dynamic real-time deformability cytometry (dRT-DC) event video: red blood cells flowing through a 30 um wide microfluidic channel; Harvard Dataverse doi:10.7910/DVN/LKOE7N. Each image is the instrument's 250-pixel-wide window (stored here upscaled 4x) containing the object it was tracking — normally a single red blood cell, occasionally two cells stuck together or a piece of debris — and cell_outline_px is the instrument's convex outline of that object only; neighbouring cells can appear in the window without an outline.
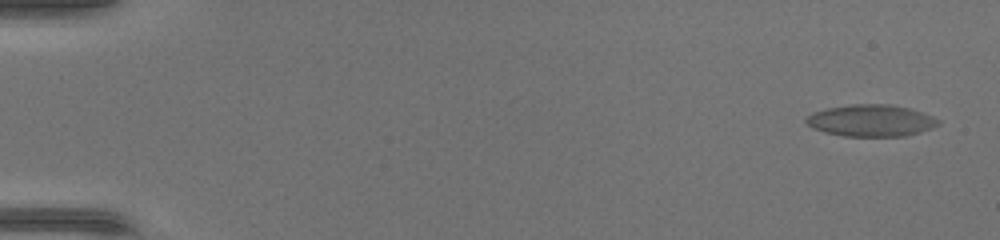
{"species": "common noctule bat (a hibernating species)", "species_latin": "Nyctalus noctula", "temperature_condition": "warm", "stored_images_in_passage": 46, "camera_frame_rate_fps": 3000, "um_per_image_px": 0.085, "animal": {"sex": "female", "body_mass_g": 17.0, "forearm_length_mm": 48.0}, "frame": {"image": 1, "passage_image": 2, "time_ms": 0.333, "image_size_px": [1000, 240], "cell_outline_px": [[940, 124], [920, 132], [904, 136], [844, 136], [824, 132], [812, 128], [804, 120], [812, 112], [828, 108], [852, 104], [888, 104], [908, 108], [932, 116], [940, 120]], "centroid_in_image_um": [74.02, 10.25], "position_along_channel_um": 11.0, "area_um2": 24.33}}
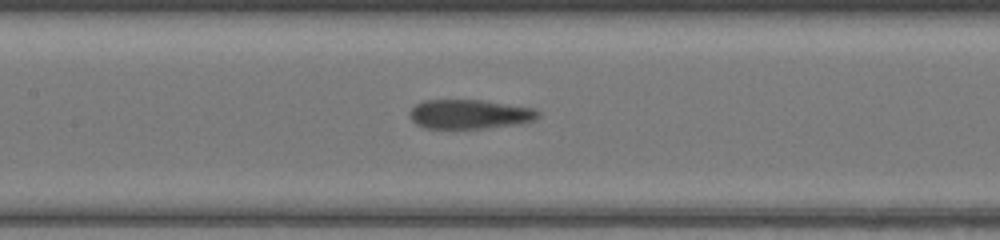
{"frame": {"image": 2, "passage_image": 24, "time_ms": 7.667, "image_size_px": [1000, 240], "cell_outline_px": [[540, 116], [536, 120], [520, 124], [484, 128], [424, 128], [416, 124], [412, 120], [412, 108], [416, 104], [424, 100], [480, 100], [532, 108], [540, 112]], "centroid_in_image_um": [39.95, 9.71], "position_along_channel_um": 167.4, "area_um2": 21.73}}
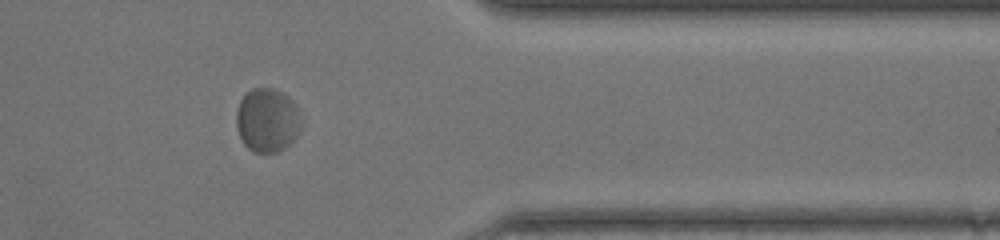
{"frame": {"image": 3, "passage_image": 40, "time_ms": 13.0, "image_size_px": [1000, 240], "cell_outline_px": [[300, 128], [296, 136], [280, 152], [252, 152], [244, 144], [240, 136], [236, 124], [236, 112], [240, 100], [252, 88], [272, 88], [288, 96], [292, 100], [300, 116]], "centroid_in_image_um": [22.7, 10.22], "position_along_channel_um": 388.7, "area_um2": 23.93}}